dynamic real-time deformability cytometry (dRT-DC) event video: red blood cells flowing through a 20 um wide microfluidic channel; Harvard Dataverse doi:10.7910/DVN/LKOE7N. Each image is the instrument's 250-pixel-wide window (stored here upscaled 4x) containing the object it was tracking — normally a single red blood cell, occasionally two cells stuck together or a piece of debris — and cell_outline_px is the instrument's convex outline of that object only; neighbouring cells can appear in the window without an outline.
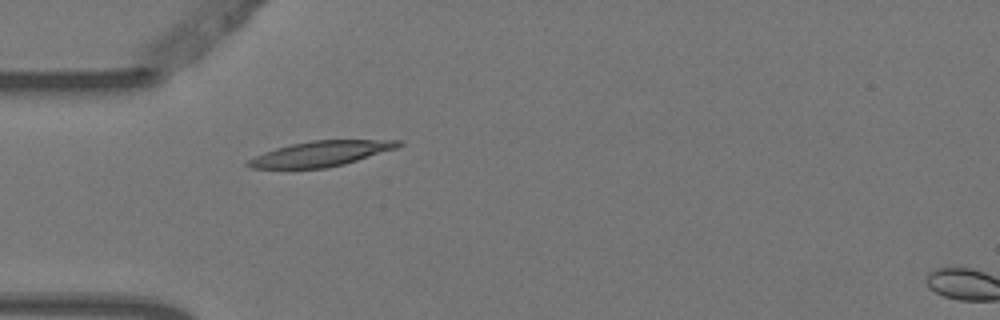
{"species": "Egyptian fruit bat (a non-hibernating species)", "species_latin": "Rousettus aegyptiacus", "temperature_condition": "warm", "stored_images_in_passage": 2, "camera_frame_rate_fps": 3000, "um_per_image_px": 0.085, "animal": {"sex": "female"}, "frame": {"image": 1, "passage_image": 1, "time_ms": 0.0, "image_size_px": [1000, 320], "cell_outline_px": [[404, 144], [396, 148], [344, 164], [324, 168], [252, 168], [244, 164], [248, 160], [264, 152], [276, 148], [292, 144], [312, 140], [404, 140]], "centroid_in_image_um": [27.28, 13.05], "position_along_channel_um": 57.7, "area_um2": 21.85}}